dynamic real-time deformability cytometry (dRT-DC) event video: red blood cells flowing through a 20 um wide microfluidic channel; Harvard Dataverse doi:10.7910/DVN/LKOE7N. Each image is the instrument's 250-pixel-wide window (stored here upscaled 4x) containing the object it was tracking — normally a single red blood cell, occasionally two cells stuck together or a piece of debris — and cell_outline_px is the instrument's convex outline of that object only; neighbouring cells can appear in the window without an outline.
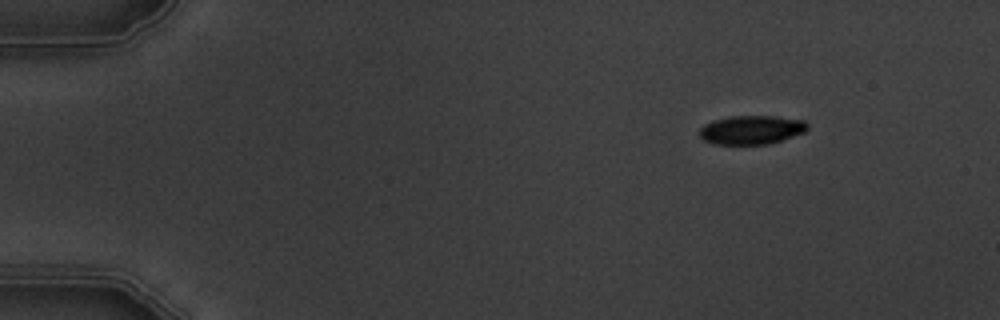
{"species": "common noctule bat (a hibernating species)", "species_latin": "Nyctalus noctula", "temperature_condition": "warm", "stored_images_in_passage": 4, "camera_frame_rate_fps": 3000, "um_per_image_px": 0.085, "animal": {"sex": "male", "body_mass_g": 19.5, "forearm_length_mm": 54.6}, "frame": {"image": 1, "passage_image": 2, "time_ms": 1.333, "image_size_px": [1000, 320], "cell_outline_px": [[808, 128], [804, 132], [768, 144], [712, 144], [704, 140], [700, 136], [700, 128], [704, 124], [712, 120], [728, 116], [772, 116], [804, 120], [808, 124]], "centroid_in_image_um": [63.84, 11.03], "position_along_channel_um": 21.2, "area_um2": 18.09}}